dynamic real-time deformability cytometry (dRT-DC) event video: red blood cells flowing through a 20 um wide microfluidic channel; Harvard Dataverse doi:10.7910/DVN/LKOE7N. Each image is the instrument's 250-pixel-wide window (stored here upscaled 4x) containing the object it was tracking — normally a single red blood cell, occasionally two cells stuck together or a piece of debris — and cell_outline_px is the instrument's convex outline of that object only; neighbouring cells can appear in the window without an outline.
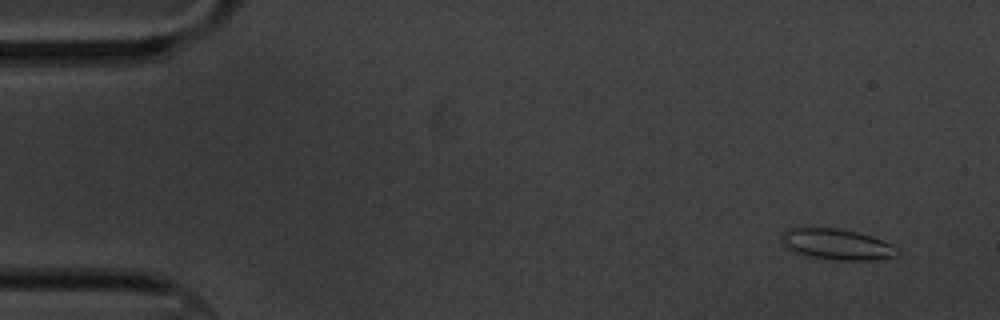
{"species": "common noctule bat (a hibernating species)", "species_latin": "Nyctalus noctula", "temperature_condition": "cold", "stored_images_in_passage": 4, "camera_frame_rate_fps": 3000, "um_per_image_px": 0.085, "animal": {"sex": "male", "body_mass_g": 20.1, "forearm_length_mm": 53.5}, "frame": {"image": 1, "passage_image": 1, "time_ms": 0.0, "image_size_px": [1000, 320], "cell_outline_px": [[900, 256], [872, 260], [836, 260], [804, 256], [788, 248], [784, 244], [780, 236], [784, 232], [792, 228], [836, 228], [856, 232], [892, 244], [900, 252]], "centroid_in_image_um": [71.15, 20.79], "position_along_channel_um": 13.8, "area_um2": 20.63}}
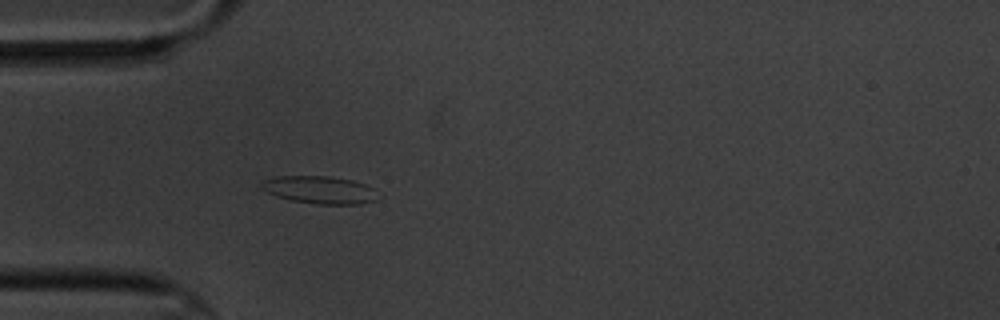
{"frame": {"image": 2, "passage_image": 4, "time_ms": 4.333, "image_size_px": [1000, 320], "cell_outline_px": [[376, 200], [360, 204], [316, 204], [292, 200], [276, 196], [260, 188], [260, 184], [264, 180], [276, 176], [328, 176], [352, 180], [364, 184], [372, 188]], "centroid_in_image_um": [27.12, 16.13], "position_along_channel_um": 57.9, "area_um2": 18.5}}